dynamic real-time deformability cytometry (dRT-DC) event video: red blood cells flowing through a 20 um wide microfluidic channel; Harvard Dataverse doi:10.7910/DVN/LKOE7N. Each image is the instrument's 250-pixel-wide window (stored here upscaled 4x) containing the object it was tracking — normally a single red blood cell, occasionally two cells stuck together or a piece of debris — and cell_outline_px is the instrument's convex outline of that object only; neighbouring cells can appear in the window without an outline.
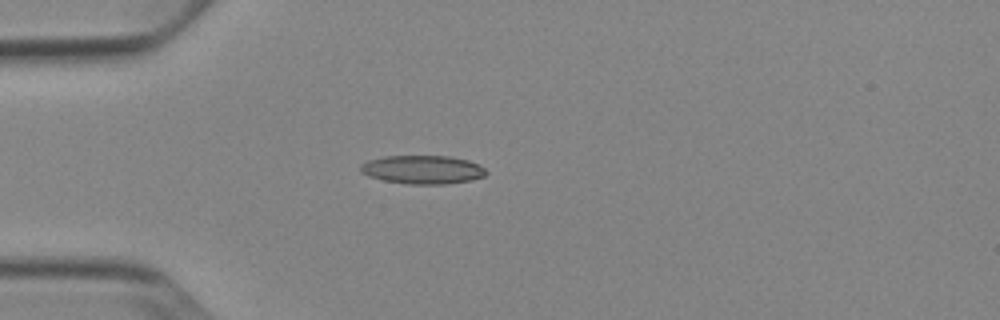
{"species": "Egyptian fruit bat (a non-hibernating species)", "species_latin": "Rousettus aegyptiacus", "temperature_condition": "cold", "stored_images_in_passage": 37, "camera_frame_rate_fps": 3000, "um_per_image_px": 0.085, "animal": {"sex": "female"}, "frame": {"image": 1, "passage_image": 1, "time_ms": 0.0, "image_size_px": [1000, 320], "cell_outline_px": [[488, 172], [484, 176], [468, 180], [444, 184], [408, 184], [384, 180], [368, 176], [360, 172], [360, 164], [368, 160], [384, 156], [448, 156], [468, 160], [484, 168]], "centroid_in_image_um": [35.88, 14.41], "position_along_channel_um": 49.1, "area_um2": 20.75}}
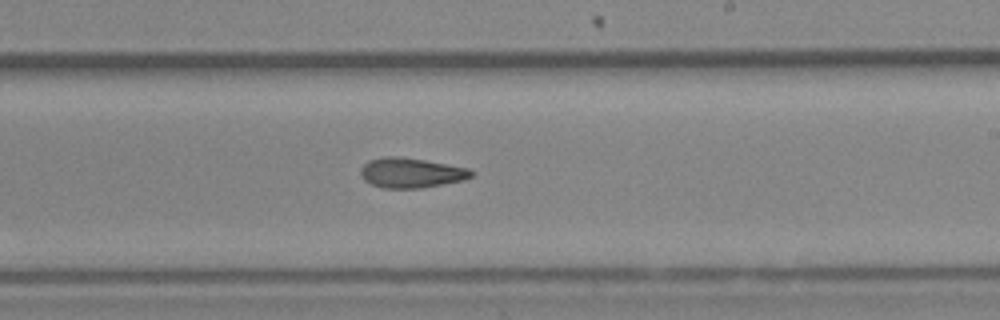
{"frame": {"image": 2, "passage_image": 18, "time_ms": 5.667, "image_size_px": [1000, 320], "cell_outline_px": [[476, 172], [472, 176], [464, 180], [420, 188], [384, 188], [372, 184], [364, 180], [360, 172], [360, 168], [368, 160], [384, 156], [400, 156], [424, 160], [468, 168]], "centroid_in_image_um": [34.93, 14.68], "position_along_channel_um": 254.1, "area_um2": 19.31}}
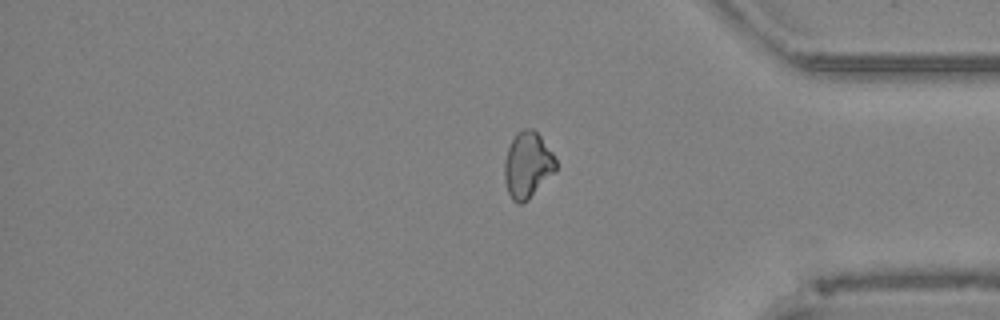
{"frame": {"image": 3, "passage_image": 37, "time_ms": 12.0, "image_size_px": [1000, 320], "cell_outline_px": [[556, 172], [524, 204], [516, 204], [512, 200], [508, 192], [504, 180], [504, 160], [508, 148], [516, 132], [520, 128], [532, 128], [540, 136], [552, 152], [556, 160]], "centroid_in_image_um": [44.83, 14.04], "position_along_channel_um": 390.4, "area_um2": 20.11}, "authors_computed_cell_mechanics": {"area_um2": 19.3052, "velocity_mm_per_s": 3.8857, "shape_relaxation_time_tau1_ms": 9.8441, "shape_relaxation_time_tau2_ms": 4.9277, "deformation_change_tau1": 0.2116, "deformation_change_tau2": 0.1428}}